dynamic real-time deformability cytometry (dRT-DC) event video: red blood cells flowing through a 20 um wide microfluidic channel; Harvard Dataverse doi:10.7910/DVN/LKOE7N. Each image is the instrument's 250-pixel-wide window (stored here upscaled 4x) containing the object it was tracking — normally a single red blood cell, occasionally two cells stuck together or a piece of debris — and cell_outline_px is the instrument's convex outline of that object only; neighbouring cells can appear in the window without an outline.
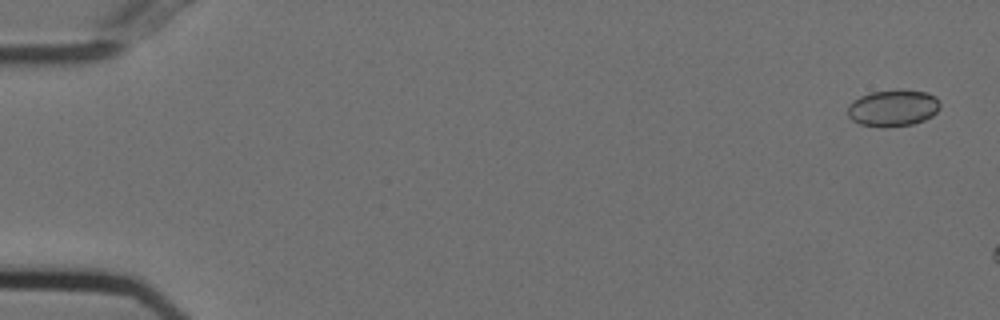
{"species": "Egyptian fruit bat (a non-hibernating species)", "species_latin": "Rousettus aegyptiacus", "temperature_condition": "cold", "stored_images_in_passage": 8, "camera_frame_rate_fps": 3000, "um_per_image_px": 0.085, "animal": {"sex": "female"}, "frame": {"image": 1, "passage_image": 2, "time_ms": 0.333, "image_size_px": [1000, 320], "cell_outline_px": [[940, 108], [932, 116], [924, 120], [912, 124], [888, 128], [880, 128], [860, 124], [852, 120], [848, 116], [848, 104], [852, 100], [860, 96], [872, 92], [896, 88], [900, 88], [928, 92], [936, 96], [940, 104]], "centroid_in_image_um": [75.91, 9.17], "position_along_channel_um": 9.1, "area_um2": 20.35}}